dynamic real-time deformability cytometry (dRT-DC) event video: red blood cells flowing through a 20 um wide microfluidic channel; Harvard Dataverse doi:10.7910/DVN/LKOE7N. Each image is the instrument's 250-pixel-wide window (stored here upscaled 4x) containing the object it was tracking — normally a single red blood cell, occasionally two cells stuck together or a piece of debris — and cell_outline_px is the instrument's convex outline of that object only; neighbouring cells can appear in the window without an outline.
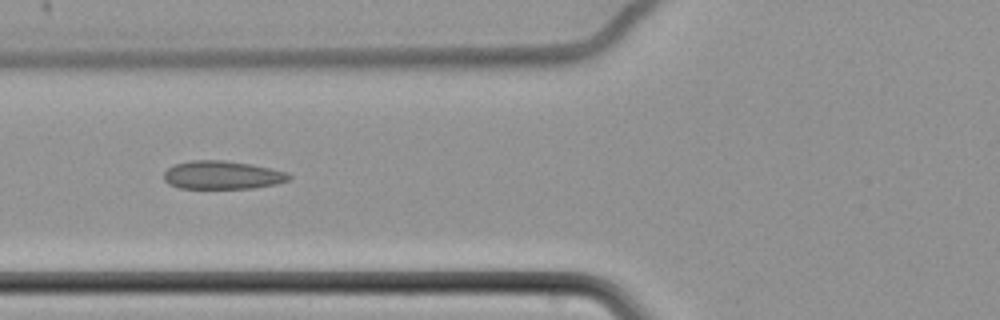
{"species": "common noctule bat (a hibernating species)", "species_latin": "Nyctalus noctula", "temperature_condition": "cold", "stored_images_in_passage": 12, "camera_frame_rate_fps": 3000, "um_per_image_px": 0.085, "animal": {"sex": "female", "body_mass_g": 22.7, "forearm_length_mm": 54.2}, "frame": {"image": 1, "passage_image": 7, "time_ms": 2.0, "image_size_px": [1000, 320], "cell_outline_px": [[292, 176], [288, 180], [276, 184], [252, 188], [180, 188], [168, 184], [164, 180], [164, 172], [168, 168], [176, 164], [192, 160], [224, 160], [252, 164], [272, 168], [288, 172]], "centroid_in_image_um": [18.91, 14.87], "position_along_channel_um": 106.9, "area_um2": 20.69}}
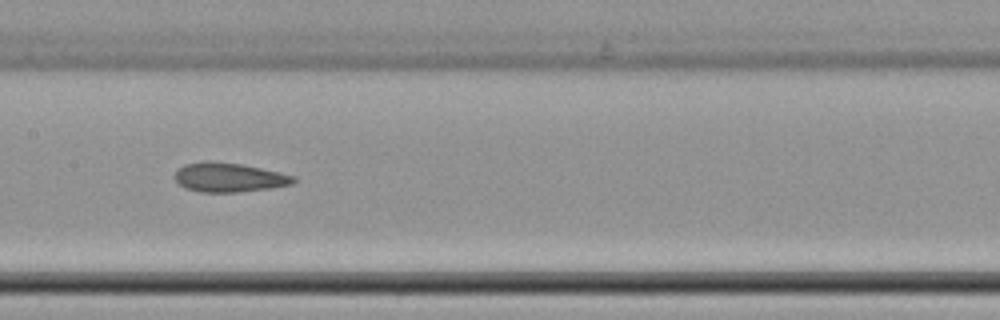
{"frame": {"image": 2, "passage_image": 9, "time_ms": 2.667, "image_size_px": [1000, 320], "cell_outline_px": [[296, 180], [292, 184], [272, 188], [236, 192], [200, 192], [184, 188], [176, 180], [176, 172], [184, 164], [204, 160], [208, 160], [240, 164], [280, 172], [296, 176]], "centroid_in_image_um": [19.48, 15.07], "position_along_channel_um": 187.9, "area_um2": 20.23}}
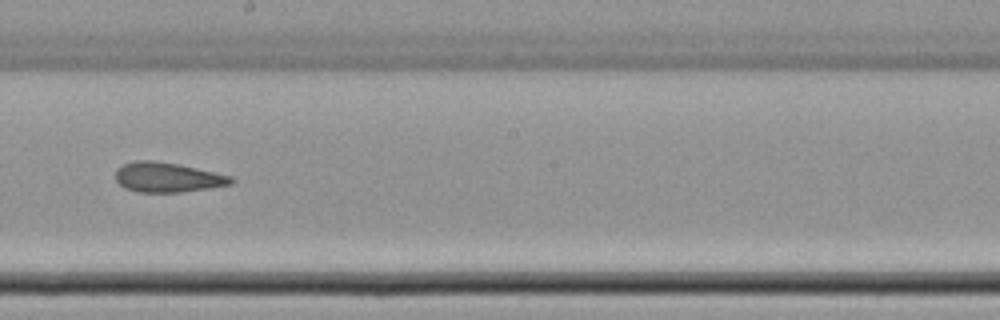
{"frame": {"image": 3, "passage_image": 10, "time_ms": 3.0, "image_size_px": [1000, 320], "cell_outline_px": [[236, 180], [232, 184], [208, 188], [180, 192], [140, 192], [124, 188], [116, 180], [116, 168], [132, 160], [156, 160], [196, 168], [232, 176]], "centroid_in_image_um": [14.22, 15.06], "position_along_channel_um": 234.0, "area_um2": 20.06}}